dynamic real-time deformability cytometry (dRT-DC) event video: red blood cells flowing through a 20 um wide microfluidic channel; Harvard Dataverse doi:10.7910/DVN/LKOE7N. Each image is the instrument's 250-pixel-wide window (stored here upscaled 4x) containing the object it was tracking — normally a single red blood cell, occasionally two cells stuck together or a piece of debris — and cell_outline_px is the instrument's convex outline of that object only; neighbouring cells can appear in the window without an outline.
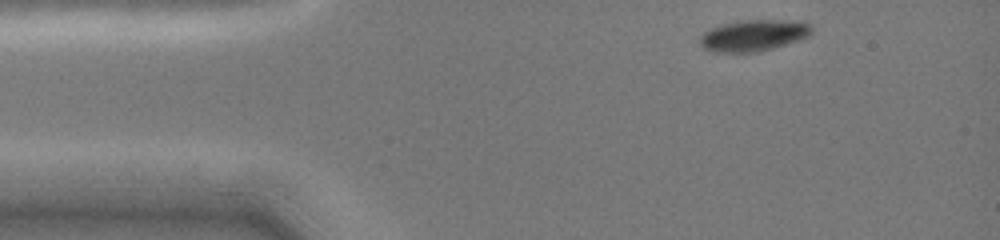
{"species": "common noctule bat (a hibernating species)", "species_latin": "Nyctalus noctula", "temperature_condition": "cold", "stored_images_in_passage": 3, "camera_frame_rate_fps": 3000, "um_per_image_px": 0.085, "animal": {"sex": "female", "body_mass_g": 19.0, "forearm_length_mm": 51.5}, "frame": {"image": 1, "passage_image": 1, "time_ms": 0.0, "image_size_px": [1000, 240], "cell_outline_px": [[812, 32], [808, 36], [772, 48], [756, 52], [716, 52], [704, 48], [700, 44], [700, 36], [704, 32], [712, 28], [724, 24], [752, 20], [772, 20], [808, 24], [812, 28]], "centroid_in_image_um": [63.99, 3.03], "position_along_channel_um": 21.0, "area_um2": 19.59}}